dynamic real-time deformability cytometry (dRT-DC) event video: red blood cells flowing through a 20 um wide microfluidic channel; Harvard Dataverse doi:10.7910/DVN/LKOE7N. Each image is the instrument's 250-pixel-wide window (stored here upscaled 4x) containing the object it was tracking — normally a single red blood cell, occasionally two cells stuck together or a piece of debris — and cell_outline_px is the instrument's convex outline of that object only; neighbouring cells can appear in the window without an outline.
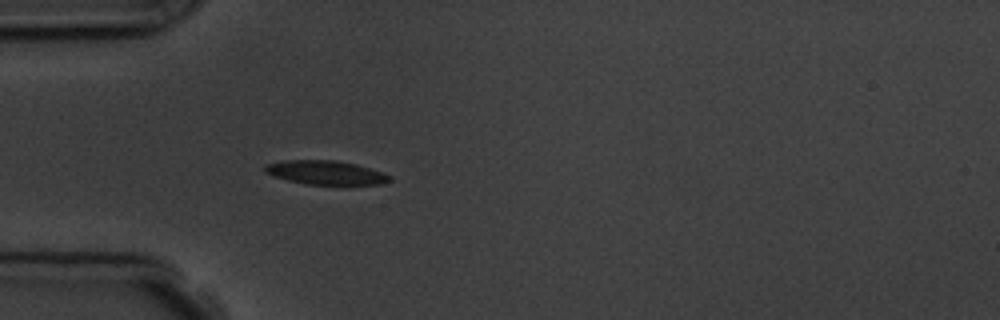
{"species": "common noctule bat (a hibernating species)", "species_latin": "Nyctalus noctula", "temperature_condition": "room temperature", "stored_images_in_passage": 4, "camera_frame_rate_fps": 3000, "um_per_image_px": 0.085, "animal": {"sex": "male", "body_mass_g": 19.5, "forearm_length_mm": 54.6}, "frame": {"image": 1, "passage_image": 4, "time_ms": 4.333, "image_size_px": [1000, 320], "cell_outline_px": [[392, 180], [384, 184], [304, 184], [272, 176], [264, 172], [264, 164], [284, 160], [336, 160], [356, 164], [380, 172], [388, 176]], "centroid_in_image_um": [27.6, 14.66], "position_along_channel_um": 57.4, "area_um2": 17.28}}